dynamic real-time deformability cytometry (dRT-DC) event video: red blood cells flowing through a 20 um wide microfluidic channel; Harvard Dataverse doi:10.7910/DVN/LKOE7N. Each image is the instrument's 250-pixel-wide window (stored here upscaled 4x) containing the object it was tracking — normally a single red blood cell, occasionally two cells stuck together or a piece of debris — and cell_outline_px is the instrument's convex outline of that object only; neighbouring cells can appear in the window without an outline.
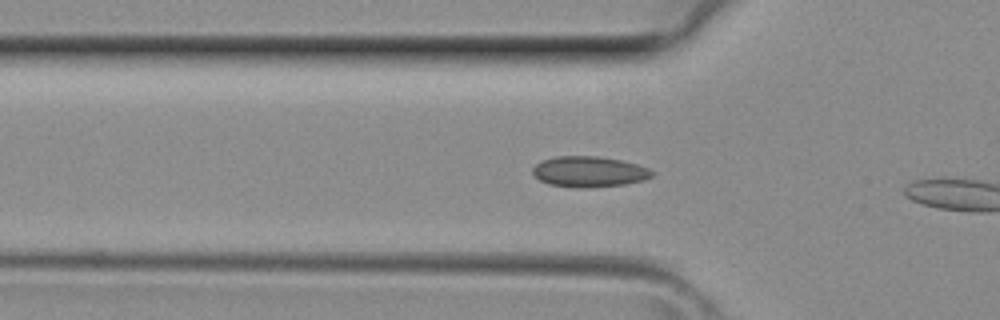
{"species": "common noctule bat (a hibernating species)", "species_latin": "Nyctalus noctula", "temperature_condition": "room temperature", "stored_images_in_passage": 5, "camera_frame_rate_fps": 3000, "um_per_image_px": 0.085, "animal": {"sex": "female", "body_mass_g": 29.2, "forearm_length_mm": 56.3}, "frame": {"image": 1, "passage_image": 4, "time_ms": 1.0, "image_size_px": [1000, 320], "cell_outline_px": [[656, 172], [652, 176], [644, 180], [624, 184], [584, 188], [576, 188], [548, 184], [540, 180], [532, 172], [532, 168], [540, 160], [556, 156], [600, 156], [620, 160], [636, 164], [648, 168]], "centroid_in_image_um": [50.06, 14.59], "position_along_channel_um": 75.7, "area_um2": 21.44}}